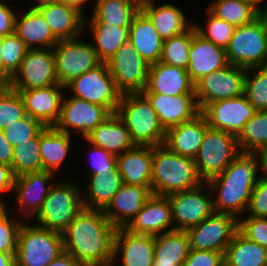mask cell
<instances>
[{
    "label": "cell",
    "mask_w": 267,
    "mask_h": 266,
    "mask_svg": "<svg viewBox=\"0 0 267 266\" xmlns=\"http://www.w3.org/2000/svg\"><path fill=\"white\" fill-rule=\"evenodd\" d=\"M116 230L103 210L84 207L61 233L63 250L80 265L111 262Z\"/></svg>",
    "instance_id": "1"
},
{
    "label": "cell",
    "mask_w": 267,
    "mask_h": 266,
    "mask_svg": "<svg viewBox=\"0 0 267 266\" xmlns=\"http://www.w3.org/2000/svg\"><path fill=\"white\" fill-rule=\"evenodd\" d=\"M258 156L256 152L240 151L235 160L219 175L206 183L213 197L215 213L235 216H245L251 200L252 191L256 185L258 174Z\"/></svg>",
    "instance_id": "2"
},
{
    "label": "cell",
    "mask_w": 267,
    "mask_h": 266,
    "mask_svg": "<svg viewBox=\"0 0 267 266\" xmlns=\"http://www.w3.org/2000/svg\"><path fill=\"white\" fill-rule=\"evenodd\" d=\"M204 181L193 158L173 153L165 145L153 147L152 194L168 196L200 186Z\"/></svg>",
    "instance_id": "3"
},
{
    "label": "cell",
    "mask_w": 267,
    "mask_h": 266,
    "mask_svg": "<svg viewBox=\"0 0 267 266\" xmlns=\"http://www.w3.org/2000/svg\"><path fill=\"white\" fill-rule=\"evenodd\" d=\"M116 114L124 122L136 145H164L166 130L143 93L121 95Z\"/></svg>",
    "instance_id": "4"
},
{
    "label": "cell",
    "mask_w": 267,
    "mask_h": 266,
    "mask_svg": "<svg viewBox=\"0 0 267 266\" xmlns=\"http://www.w3.org/2000/svg\"><path fill=\"white\" fill-rule=\"evenodd\" d=\"M81 193L72 180L56 181L35 216L36 225L62 233L84 208Z\"/></svg>",
    "instance_id": "5"
},
{
    "label": "cell",
    "mask_w": 267,
    "mask_h": 266,
    "mask_svg": "<svg viewBox=\"0 0 267 266\" xmlns=\"http://www.w3.org/2000/svg\"><path fill=\"white\" fill-rule=\"evenodd\" d=\"M228 64L251 68L267 65V19L261 13L248 24L235 28L225 49Z\"/></svg>",
    "instance_id": "6"
},
{
    "label": "cell",
    "mask_w": 267,
    "mask_h": 266,
    "mask_svg": "<svg viewBox=\"0 0 267 266\" xmlns=\"http://www.w3.org/2000/svg\"><path fill=\"white\" fill-rule=\"evenodd\" d=\"M63 251L61 233L36 224L22 223L18 235L16 266H48Z\"/></svg>",
    "instance_id": "7"
},
{
    "label": "cell",
    "mask_w": 267,
    "mask_h": 266,
    "mask_svg": "<svg viewBox=\"0 0 267 266\" xmlns=\"http://www.w3.org/2000/svg\"><path fill=\"white\" fill-rule=\"evenodd\" d=\"M239 152L237 137L208 128L194 158L198 175L207 182L221 174L235 160Z\"/></svg>",
    "instance_id": "8"
},
{
    "label": "cell",
    "mask_w": 267,
    "mask_h": 266,
    "mask_svg": "<svg viewBox=\"0 0 267 266\" xmlns=\"http://www.w3.org/2000/svg\"><path fill=\"white\" fill-rule=\"evenodd\" d=\"M55 56V74L60 85L66 86L73 79L99 66L92 43L75 39L59 40L52 48Z\"/></svg>",
    "instance_id": "9"
},
{
    "label": "cell",
    "mask_w": 267,
    "mask_h": 266,
    "mask_svg": "<svg viewBox=\"0 0 267 266\" xmlns=\"http://www.w3.org/2000/svg\"><path fill=\"white\" fill-rule=\"evenodd\" d=\"M65 89L70 90L73 97L104 106L111 113H116L121 97L107 63H101L96 68L73 79L65 86Z\"/></svg>",
    "instance_id": "10"
},
{
    "label": "cell",
    "mask_w": 267,
    "mask_h": 266,
    "mask_svg": "<svg viewBox=\"0 0 267 266\" xmlns=\"http://www.w3.org/2000/svg\"><path fill=\"white\" fill-rule=\"evenodd\" d=\"M106 63L116 89L121 95L144 91L150 64L138 54L129 41Z\"/></svg>",
    "instance_id": "11"
},
{
    "label": "cell",
    "mask_w": 267,
    "mask_h": 266,
    "mask_svg": "<svg viewBox=\"0 0 267 266\" xmlns=\"http://www.w3.org/2000/svg\"><path fill=\"white\" fill-rule=\"evenodd\" d=\"M6 84L15 91L59 84L55 74L53 49H28L19 70Z\"/></svg>",
    "instance_id": "12"
},
{
    "label": "cell",
    "mask_w": 267,
    "mask_h": 266,
    "mask_svg": "<svg viewBox=\"0 0 267 266\" xmlns=\"http://www.w3.org/2000/svg\"><path fill=\"white\" fill-rule=\"evenodd\" d=\"M246 68L228 64L195 83V95L202 111L209 103L244 94Z\"/></svg>",
    "instance_id": "13"
},
{
    "label": "cell",
    "mask_w": 267,
    "mask_h": 266,
    "mask_svg": "<svg viewBox=\"0 0 267 266\" xmlns=\"http://www.w3.org/2000/svg\"><path fill=\"white\" fill-rule=\"evenodd\" d=\"M238 231V219L223 213H213L200 224L186 230L190 249L225 253Z\"/></svg>",
    "instance_id": "14"
},
{
    "label": "cell",
    "mask_w": 267,
    "mask_h": 266,
    "mask_svg": "<svg viewBox=\"0 0 267 266\" xmlns=\"http://www.w3.org/2000/svg\"><path fill=\"white\" fill-rule=\"evenodd\" d=\"M207 187L210 193L205 195L203 189ZM206 182L200 186L178 193L168 195L172 208L174 230L186 231L200 224L204 219L214 213L213 196Z\"/></svg>",
    "instance_id": "15"
},
{
    "label": "cell",
    "mask_w": 267,
    "mask_h": 266,
    "mask_svg": "<svg viewBox=\"0 0 267 266\" xmlns=\"http://www.w3.org/2000/svg\"><path fill=\"white\" fill-rule=\"evenodd\" d=\"M111 114L104 106L73 96L65 99L64 96L60 118L54 127L69 135L75 130L84 138Z\"/></svg>",
    "instance_id": "16"
},
{
    "label": "cell",
    "mask_w": 267,
    "mask_h": 266,
    "mask_svg": "<svg viewBox=\"0 0 267 266\" xmlns=\"http://www.w3.org/2000/svg\"><path fill=\"white\" fill-rule=\"evenodd\" d=\"M256 110L246 96L209 103L201 113L205 116L209 128L224 131L235 137L242 132L245 124Z\"/></svg>",
    "instance_id": "17"
},
{
    "label": "cell",
    "mask_w": 267,
    "mask_h": 266,
    "mask_svg": "<svg viewBox=\"0 0 267 266\" xmlns=\"http://www.w3.org/2000/svg\"><path fill=\"white\" fill-rule=\"evenodd\" d=\"M55 175L53 172L42 170L15 177L13 195L15 194L20 216L33 218L38 214L55 183L52 181Z\"/></svg>",
    "instance_id": "18"
},
{
    "label": "cell",
    "mask_w": 267,
    "mask_h": 266,
    "mask_svg": "<svg viewBox=\"0 0 267 266\" xmlns=\"http://www.w3.org/2000/svg\"><path fill=\"white\" fill-rule=\"evenodd\" d=\"M172 224V208L168 197L152 194L125 229L134 234L156 236L174 231Z\"/></svg>",
    "instance_id": "19"
},
{
    "label": "cell",
    "mask_w": 267,
    "mask_h": 266,
    "mask_svg": "<svg viewBox=\"0 0 267 266\" xmlns=\"http://www.w3.org/2000/svg\"><path fill=\"white\" fill-rule=\"evenodd\" d=\"M158 114L165 130L195 118L201 113L195 94L166 96L162 93H143Z\"/></svg>",
    "instance_id": "20"
},
{
    "label": "cell",
    "mask_w": 267,
    "mask_h": 266,
    "mask_svg": "<svg viewBox=\"0 0 267 266\" xmlns=\"http://www.w3.org/2000/svg\"><path fill=\"white\" fill-rule=\"evenodd\" d=\"M64 86L57 84L46 88L17 91L23 99L27 115L45 126H55L61 114Z\"/></svg>",
    "instance_id": "21"
},
{
    "label": "cell",
    "mask_w": 267,
    "mask_h": 266,
    "mask_svg": "<svg viewBox=\"0 0 267 266\" xmlns=\"http://www.w3.org/2000/svg\"><path fill=\"white\" fill-rule=\"evenodd\" d=\"M37 10L42 14L58 40L83 37L81 35L85 30L86 13L78 6L60 1Z\"/></svg>",
    "instance_id": "22"
},
{
    "label": "cell",
    "mask_w": 267,
    "mask_h": 266,
    "mask_svg": "<svg viewBox=\"0 0 267 266\" xmlns=\"http://www.w3.org/2000/svg\"><path fill=\"white\" fill-rule=\"evenodd\" d=\"M154 236L134 234L125 228H117L114 237V258L121 255L123 266H152L154 263Z\"/></svg>",
    "instance_id": "23"
},
{
    "label": "cell",
    "mask_w": 267,
    "mask_h": 266,
    "mask_svg": "<svg viewBox=\"0 0 267 266\" xmlns=\"http://www.w3.org/2000/svg\"><path fill=\"white\" fill-rule=\"evenodd\" d=\"M142 93L166 96L195 94V83L186 69L156 62L150 65L147 86Z\"/></svg>",
    "instance_id": "24"
},
{
    "label": "cell",
    "mask_w": 267,
    "mask_h": 266,
    "mask_svg": "<svg viewBox=\"0 0 267 266\" xmlns=\"http://www.w3.org/2000/svg\"><path fill=\"white\" fill-rule=\"evenodd\" d=\"M152 196V187L123 184L103 210L116 228H125Z\"/></svg>",
    "instance_id": "25"
},
{
    "label": "cell",
    "mask_w": 267,
    "mask_h": 266,
    "mask_svg": "<svg viewBox=\"0 0 267 266\" xmlns=\"http://www.w3.org/2000/svg\"><path fill=\"white\" fill-rule=\"evenodd\" d=\"M228 65L225 49L204 39L192 26V41L189 63L186 69L191 80L196 83L203 76L220 70Z\"/></svg>",
    "instance_id": "26"
},
{
    "label": "cell",
    "mask_w": 267,
    "mask_h": 266,
    "mask_svg": "<svg viewBox=\"0 0 267 266\" xmlns=\"http://www.w3.org/2000/svg\"><path fill=\"white\" fill-rule=\"evenodd\" d=\"M208 128L205 116L200 113L187 122L167 129L164 145L173 153L194 159Z\"/></svg>",
    "instance_id": "27"
},
{
    "label": "cell",
    "mask_w": 267,
    "mask_h": 266,
    "mask_svg": "<svg viewBox=\"0 0 267 266\" xmlns=\"http://www.w3.org/2000/svg\"><path fill=\"white\" fill-rule=\"evenodd\" d=\"M84 139L89 144L102 147L115 156L136 146L124 122L116 113H112Z\"/></svg>",
    "instance_id": "28"
},
{
    "label": "cell",
    "mask_w": 267,
    "mask_h": 266,
    "mask_svg": "<svg viewBox=\"0 0 267 266\" xmlns=\"http://www.w3.org/2000/svg\"><path fill=\"white\" fill-rule=\"evenodd\" d=\"M153 147L139 146L117 156L123 184L151 187Z\"/></svg>",
    "instance_id": "29"
},
{
    "label": "cell",
    "mask_w": 267,
    "mask_h": 266,
    "mask_svg": "<svg viewBox=\"0 0 267 266\" xmlns=\"http://www.w3.org/2000/svg\"><path fill=\"white\" fill-rule=\"evenodd\" d=\"M141 10L152 21L163 40L182 34L194 25V22H188L184 12L172 3L156 6L154 0H141Z\"/></svg>",
    "instance_id": "30"
},
{
    "label": "cell",
    "mask_w": 267,
    "mask_h": 266,
    "mask_svg": "<svg viewBox=\"0 0 267 266\" xmlns=\"http://www.w3.org/2000/svg\"><path fill=\"white\" fill-rule=\"evenodd\" d=\"M163 39L152 21L140 10L129 28V42L150 65L159 62L162 56Z\"/></svg>",
    "instance_id": "31"
},
{
    "label": "cell",
    "mask_w": 267,
    "mask_h": 266,
    "mask_svg": "<svg viewBox=\"0 0 267 266\" xmlns=\"http://www.w3.org/2000/svg\"><path fill=\"white\" fill-rule=\"evenodd\" d=\"M15 33L28 49L53 48L59 42L37 9L29 8L21 18L16 15Z\"/></svg>",
    "instance_id": "32"
},
{
    "label": "cell",
    "mask_w": 267,
    "mask_h": 266,
    "mask_svg": "<svg viewBox=\"0 0 267 266\" xmlns=\"http://www.w3.org/2000/svg\"><path fill=\"white\" fill-rule=\"evenodd\" d=\"M93 15L85 16V22L109 23L118 27H130L133 18L141 10V0H96Z\"/></svg>",
    "instance_id": "33"
},
{
    "label": "cell",
    "mask_w": 267,
    "mask_h": 266,
    "mask_svg": "<svg viewBox=\"0 0 267 266\" xmlns=\"http://www.w3.org/2000/svg\"><path fill=\"white\" fill-rule=\"evenodd\" d=\"M71 135L46 126L39 133V147L43 170L57 173L70 153Z\"/></svg>",
    "instance_id": "34"
},
{
    "label": "cell",
    "mask_w": 267,
    "mask_h": 266,
    "mask_svg": "<svg viewBox=\"0 0 267 266\" xmlns=\"http://www.w3.org/2000/svg\"><path fill=\"white\" fill-rule=\"evenodd\" d=\"M89 181L86 184V199L82 197L84 207L104 210L112 200L113 196L119 191L123 185V179L116 168L113 173L107 175H89L87 178Z\"/></svg>",
    "instance_id": "35"
},
{
    "label": "cell",
    "mask_w": 267,
    "mask_h": 266,
    "mask_svg": "<svg viewBox=\"0 0 267 266\" xmlns=\"http://www.w3.org/2000/svg\"><path fill=\"white\" fill-rule=\"evenodd\" d=\"M154 263L182 265L190 251L186 231L174 230L154 236Z\"/></svg>",
    "instance_id": "36"
},
{
    "label": "cell",
    "mask_w": 267,
    "mask_h": 266,
    "mask_svg": "<svg viewBox=\"0 0 267 266\" xmlns=\"http://www.w3.org/2000/svg\"><path fill=\"white\" fill-rule=\"evenodd\" d=\"M86 27L92 33L94 42L96 43L92 45L102 63L109 61L116 51L129 41L130 27H118L109 23L85 22Z\"/></svg>",
    "instance_id": "37"
},
{
    "label": "cell",
    "mask_w": 267,
    "mask_h": 266,
    "mask_svg": "<svg viewBox=\"0 0 267 266\" xmlns=\"http://www.w3.org/2000/svg\"><path fill=\"white\" fill-rule=\"evenodd\" d=\"M225 266H266L267 248L237 231L224 253Z\"/></svg>",
    "instance_id": "38"
},
{
    "label": "cell",
    "mask_w": 267,
    "mask_h": 266,
    "mask_svg": "<svg viewBox=\"0 0 267 266\" xmlns=\"http://www.w3.org/2000/svg\"><path fill=\"white\" fill-rule=\"evenodd\" d=\"M207 9L235 27L252 22L262 13L250 0H213Z\"/></svg>",
    "instance_id": "39"
},
{
    "label": "cell",
    "mask_w": 267,
    "mask_h": 266,
    "mask_svg": "<svg viewBox=\"0 0 267 266\" xmlns=\"http://www.w3.org/2000/svg\"><path fill=\"white\" fill-rule=\"evenodd\" d=\"M238 148L244 152L267 149V110L256 111L237 137Z\"/></svg>",
    "instance_id": "40"
},
{
    "label": "cell",
    "mask_w": 267,
    "mask_h": 266,
    "mask_svg": "<svg viewBox=\"0 0 267 266\" xmlns=\"http://www.w3.org/2000/svg\"><path fill=\"white\" fill-rule=\"evenodd\" d=\"M42 159L39 147V134L26 142L13 147L12 171L14 176L42 171Z\"/></svg>",
    "instance_id": "41"
},
{
    "label": "cell",
    "mask_w": 267,
    "mask_h": 266,
    "mask_svg": "<svg viewBox=\"0 0 267 266\" xmlns=\"http://www.w3.org/2000/svg\"><path fill=\"white\" fill-rule=\"evenodd\" d=\"M244 95L256 111L267 110V65L246 69Z\"/></svg>",
    "instance_id": "42"
},
{
    "label": "cell",
    "mask_w": 267,
    "mask_h": 266,
    "mask_svg": "<svg viewBox=\"0 0 267 266\" xmlns=\"http://www.w3.org/2000/svg\"><path fill=\"white\" fill-rule=\"evenodd\" d=\"M191 41L192 27L182 34L164 40L160 62L187 69Z\"/></svg>",
    "instance_id": "43"
},
{
    "label": "cell",
    "mask_w": 267,
    "mask_h": 266,
    "mask_svg": "<svg viewBox=\"0 0 267 266\" xmlns=\"http://www.w3.org/2000/svg\"><path fill=\"white\" fill-rule=\"evenodd\" d=\"M2 47V84H6L19 70L28 48L16 33L4 36Z\"/></svg>",
    "instance_id": "44"
},
{
    "label": "cell",
    "mask_w": 267,
    "mask_h": 266,
    "mask_svg": "<svg viewBox=\"0 0 267 266\" xmlns=\"http://www.w3.org/2000/svg\"><path fill=\"white\" fill-rule=\"evenodd\" d=\"M27 116L20 93L0 84V130Z\"/></svg>",
    "instance_id": "45"
},
{
    "label": "cell",
    "mask_w": 267,
    "mask_h": 266,
    "mask_svg": "<svg viewBox=\"0 0 267 266\" xmlns=\"http://www.w3.org/2000/svg\"><path fill=\"white\" fill-rule=\"evenodd\" d=\"M207 14L208 19L205 25L206 29L201 27V25L199 26L197 23H194L196 32L204 39L211 41L223 49H226L236 27L223 19L217 18L208 9Z\"/></svg>",
    "instance_id": "46"
},
{
    "label": "cell",
    "mask_w": 267,
    "mask_h": 266,
    "mask_svg": "<svg viewBox=\"0 0 267 266\" xmlns=\"http://www.w3.org/2000/svg\"><path fill=\"white\" fill-rule=\"evenodd\" d=\"M0 196V252L16 255L18 235L23 222L11 219Z\"/></svg>",
    "instance_id": "47"
},
{
    "label": "cell",
    "mask_w": 267,
    "mask_h": 266,
    "mask_svg": "<svg viewBox=\"0 0 267 266\" xmlns=\"http://www.w3.org/2000/svg\"><path fill=\"white\" fill-rule=\"evenodd\" d=\"M46 126L29 115L3 129V133L10 144L15 147L19 143L35 138Z\"/></svg>",
    "instance_id": "48"
},
{
    "label": "cell",
    "mask_w": 267,
    "mask_h": 266,
    "mask_svg": "<svg viewBox=\"0 0 267 266\" xmlns=\"http://www.w3.org/2000/svg\"><path fill=\"white\" fill-rule=\"evenodd\" d=\"M238 231L250 241L267 248V218L245 217L238 219Z\"/></svg>",
    "instance_id": "49"
},
{
    "label": "cell",
    "mask_w": 267,
    "mask_h": 266,
    "mask_svg": "<svg viewBox=\"0 0 267 266\" xmlns=\"http://www.w3.org/2000/svg\"><path fill=\"white\" fill-rule=\"evenodd\" d=\"M90 153V169L86 174L89 175H102L107 173L110 175L117 168V156L106 151L102 147H98L92 144H89Z\"/></svg>",
    "instance_id": "50"
},
{
    "label": "cell",
    "mask_w": 267,
    "mask_h": 266,
    "mask_svg": "<svg viewBox=\"0 0 267 266\" xmlns=\"http://www.w3.org/2000/svg\"><path fill=\"white\" fill-rule=\"evenodd\" d=\"M247 217L267 218V181L257 179L247 208Z\"/></svg>",
    "instance_id": "51"
},
{
    "label": "cell",
    "mask_w": 267,
    "mask_h": 266,
    "mask_svg": "<svg viewBox=\"0 0 267 266\" xmlns=\"http://www.w3.org/2000/svg\"><path fill=\"white\" fill-rule=\"evenodd\" d=\"M182 266H225L224 254L216 251L190 249Z\"/></svg>",
    "instance_id": "52"
},
{
    "label": "cell",
    "mask_w": 267,
    "mask_h": 266,
    "mask_svg": "<svg viewBox=\"0 0 267 266\" xmlns=\"http://www.w3.org/2000/svg\"><path fill=\"white\" fill-rule=\"evenodd\" d=\"M7 2L0 0V37L15 33V19L17 13L14 12Z\"/></svg>",
    "instance_id": "53"
},
{
    "label": "cell",
    "mask_w": 267,
    "mask_h": 266,
    "mask_svg": "<svg viewBox=\"0 0 267 266\" xmlns=\"http://www.w3.org/2000/svg\"><path fill=\"white\" fill-rule=\"evenodd\" d=\"M15 176L12 168L6 164H0V194L13 192Z\"/></svg>",
    "instance_id": "54"
},
{
    "label": "cell",
    "mask_w": 267,
    "mask_h": 266,
    "mask_svg": "<svg viewBox=\"0 0 267 266\" xmlns=\"http://www.w3.org/2000/svg\"><path fill=\"white\" fill-rule=\"evenodd\" d=\"M13 162V146L0 130V164H6L12 168Z\"/></svg>",
    "instance_id": "55"
},
{
    "label": "cell",
    "mask_w": 267,
    "mask_h": 266,
    "mask_svg": "<svg viewBox=\"0 0 267 266\" xmlns=\"http://www.w3.org/2000/svg\"><path fill=\"white\" fill-rule=\"evenodd\" d=\"M48 266H80V264L69 253L63 251Z\"/></svg>",
    "instance_id": "56"
},
{
    "label": "cell",
    "mask_w": 267,
    "mask_h": 266,
    "mask_svg": "<svg viewBox=\"0 0 267 266\" xmlns=\"http://www.w3.org/2000/svg\"><path fill=\"white\" fill-rule=\"evenodd\" d=\"M256 153L258 156V170H260L262 173L259 174L258 178L267 181V149L259 150Z\"/></svg>",
    "instance_id": "57"
},
{
    "label": "cell",
    "mask_w": 267,
    "mask_h": 266,
    "mask_svg": "<svg viewBox=\"0 0 267 266\" xmlns=\"http://www.w3.org/2000/svg\"><path fill=\"white\" fill-rule=\"evenodd\" d=\"M0 266H16V255L0 252Z\"/></svg>",
    "instance_id": "58"
},
{
    "label": "cell",
    "mask_w": 267,
    "mask_h": 266,
    "mask_svg": "<svg viewBox=\"0 0 267 266\" xmlns=\"http://www.w3.org/2000/svg\"><path fill=\"white\" fill-rule=\"evenodd\" d=\"M36 3L32 4L33 6L29 7L32 9H38L40 7L46 6V5H50V4H54L56 2H60V0H35Z\"/></svg>",
    "instance_id": "59"
},
{
    "label": "cell",
    "mask_w": 267,
    "mask_h": 266,
    "mask_svg": "<svg viewBox=\"0 0 267 266\" xmlns=\"http://www.w3.org/2000/svg\"><path fill=\"white\" fill-rule=\"evenodd\" d=\"M60 1L74 4L78 6L79 8H81L82 10H84L83 7L85 6V3H87V1L89 0H60Z\"/></svg>",
    "instance_id": "60"
},
{
    "label": "cell",
    "mask_w": 267,
    "mask_h": 266,
    "mask_svg": "<svg viewBox=\"0 0 267 266\" xmlns=\"http://www.w3.org/2000/svg\"><path fill=\"white\" fill-rule=\"evenodd\" d=\"M2 45L3 37H0V84H2Z\"/></svg>",
    "instance_id": "61"
},
{
    "label": "cell",
    "mask_w": 267,
    "mask_h": 266,
    "mask_svg": "<svg viewBox=\"0 0 267 266\" xmlns=\"http://www.w3.org/2000/svg\"><path fill=\"white\" fill-rule=\"evenodd\" d=\"M258 9H260L261 11L267 6V2L265 3V5L262 7H260L259 4H262L263 1L266 0H250Z\"/></svg>",
    "instance_id": "62"
},
{
    "label": "cell",
    "mask_w": 267,
    "mask_h": 266,
    "mask_svg": "<svg viewBox=\"0 0 267 266\" xmlns=\"http://www.w3.org/2000/svg\"><path fill=\"white\" fill-rule=\"evenodd\" d=\"M80 266H116L113 261L104 264H91V265H80Z\"/></svg>",
    "instance_id": "63"
},
{
    "label": "cell",
    "mask_w": 267,
    "mask_h": 266,
    "mask_svg": "<svg viewBox=\"0 0 267 266\" xmlns=\"http://www.w3.org/2000/svg\"><path fill=\"white\" fill-rule=\"evenodd\" d=\"M152 266H182V265L153 264Z\"/></svg>",
    "instance_id": "64"
},
{
    "label": "cell",
    "mask_w": 267,
    "mask_h": 266,
    "mask_svg": "<svg viewBox=\"0 0 267 266\" xmlns=\"http://www.w3.org/2000/svg\"><path fill=\"white\" fill-rule=\"evenodd\" d=\"M262 14L265 16L267 19V6L262 10Z\"/></svg>",
    "instance_id": "65"
}]
</instances>
